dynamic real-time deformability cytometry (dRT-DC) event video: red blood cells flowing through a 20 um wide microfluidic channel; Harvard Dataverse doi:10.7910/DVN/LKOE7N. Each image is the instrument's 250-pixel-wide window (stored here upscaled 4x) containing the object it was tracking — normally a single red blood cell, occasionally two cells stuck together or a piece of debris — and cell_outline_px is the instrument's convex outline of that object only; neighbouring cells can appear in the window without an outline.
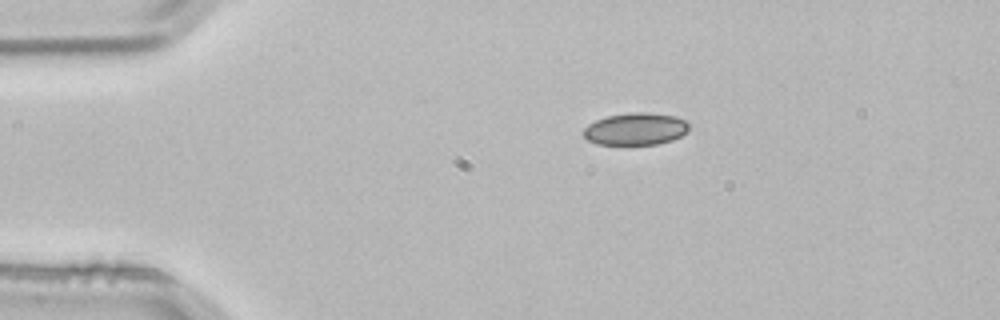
{"species": "common noctule bat (a hibernating species)", "species_latin": "Nyctalus noctula", "temperature_condition": "room temperature", "stored_images_in_passage": 3, "camera_frame_rate_fps": 3000, "um_per_image_px": 0.085, "animal": {"sex": "male", "body_mass_g": 21.5, "forearm_length_mm": 52.0}, "frame": {"image": 1, "passage_image": 3, "time_ms": 0.667, "image_size_px": [1000, 320], "cell_outline_px": [[688, 132], [672, 140], [656, 144], [596, 144], [588, 140], [584, 136], [584, 128], [588, 124], [596, 120], [608, 116], [632, 112], [648, 112], [672, 116], [684, 120], [688, 124]], "centroid_in_image_um": [54.01, 10.96], "position_along_channel_um": 31.0, "area_um2": 19.59}}